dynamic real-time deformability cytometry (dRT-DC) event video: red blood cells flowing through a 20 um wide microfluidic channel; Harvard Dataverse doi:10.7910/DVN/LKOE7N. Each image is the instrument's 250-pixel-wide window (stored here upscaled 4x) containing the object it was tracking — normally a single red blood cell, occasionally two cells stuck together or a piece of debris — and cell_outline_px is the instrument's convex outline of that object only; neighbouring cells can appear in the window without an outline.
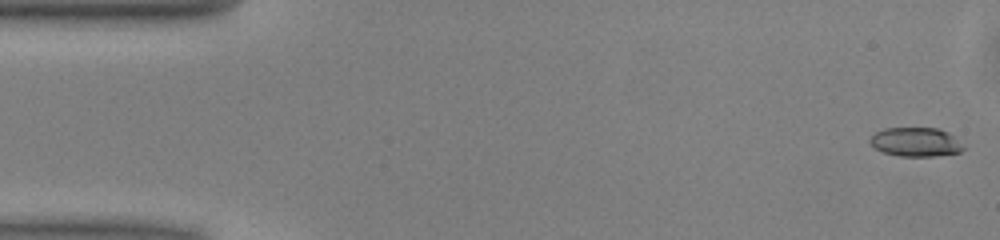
{"species": "common noctule bat (a hibernating species)", "species_latin": "Nyctalus noctula", "temperature_condition": "warm", "stored_images_in_passage": 50, "camera_frame_rate_fps": 3000, "um_per_image_px": 0.085, "animal": {"sex": "male", "body_mass_g": 13.0, "forearm_length_mm": 53.1}, "frame": {"image": 1, "passage_image": 1, "time_ms": 0.0, "image_size_px": [1000, 240], "cell_outline_px": [[964, 148], [960, 152], [936, 156], [900, 156], [884, 152], [876, 148], [868, 140], [876, 132], [884, 128], [936, 128], [948, 132]], "centroid_in_image_um": [77.81, 12.07], "position_along_channel_um": 7.2, "area_um2": 15.49}}
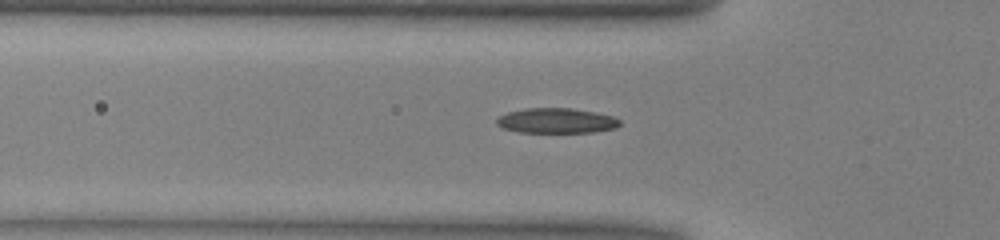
{"frame": {"image": 2, "passage_image": 16, "time_ms": 5.0, "image_size_px": [1000, 240], "cell_outline_px": [[620, 124], [616, 128], [592, 132], [520, 132], [504, 128], [496, 124], [496, 120], [500, 116], [508, 112], [524, 108], [572, 108], [596, 112], [612, 116], [620, 120]], "centroid_in_image_um": [47.31, 10.25], "position_along_channel_um": 78.5, "area_um2": 17.92}}
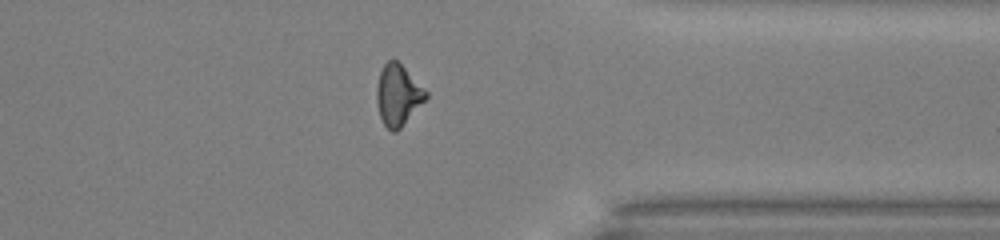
{"frame": {"image": 3, "passage_image": 39, "time_ms": 12.667, "image_size_px": [1000, 240], "cell_outline_px": [[428, 96], [400, 128], [396, 132], [392, 132], [384, 124], [380, 116], [376, 104], [376, 88], [380, 72], [384, 64], [388, 60], [396, 60], [428, 92]], "centroid_in_image_um": [33.8, 8.09], "position_along_channel_um": 377.6, "area_um2": 17.17}, "authors_computed_cell_mechanics": {"area_um2": 17.2822, "velocity_mm_per_s": 4.0383, "shape_relaxation_time_tau1_ms": 4.9125, "shape_relaxation_time_tau2_ms": 3.8117, "deformation_change_tau1": 0.1647, "deformation_change_tau2": 0.1013}}